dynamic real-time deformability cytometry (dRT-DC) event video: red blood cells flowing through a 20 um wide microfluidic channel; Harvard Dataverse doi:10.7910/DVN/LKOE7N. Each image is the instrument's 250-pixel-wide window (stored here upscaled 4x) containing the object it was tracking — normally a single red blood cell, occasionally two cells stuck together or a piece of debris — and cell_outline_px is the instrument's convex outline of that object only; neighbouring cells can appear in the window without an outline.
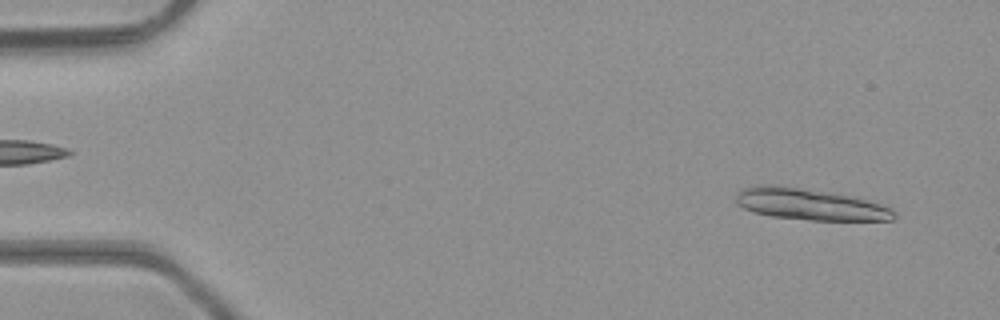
{"species": "common noctule bat (a hibernating species)", "species_latin": "Nyctalus noctula", "temperature_condition": "room temperature", "stored_images_in_passage": 12, "camera_frame_rate_fps": 3000, "um_per_image_px": 0.085, "animal": {"sex": "male", "body_mass_g": 23.1, "forearm_length_mm": 52.7}, "frame": {"image": 1, "passage_image": 3, "time_ms": 0.667, "image_size_px": [1000, 320], "cell_outline_px": [[896, 216], [892, 220], [812, 220], [772, 216], [756, 212], [744, 208], [736, 200], [736, 192], [740, 188], [800, 188], [848, 196], [880, 204], [892, 208], [896, 212]], "centroid_in_image_um": [68.94, 17.42], "position_along_channel_um": 16.1, "area_um2": 27.46}}